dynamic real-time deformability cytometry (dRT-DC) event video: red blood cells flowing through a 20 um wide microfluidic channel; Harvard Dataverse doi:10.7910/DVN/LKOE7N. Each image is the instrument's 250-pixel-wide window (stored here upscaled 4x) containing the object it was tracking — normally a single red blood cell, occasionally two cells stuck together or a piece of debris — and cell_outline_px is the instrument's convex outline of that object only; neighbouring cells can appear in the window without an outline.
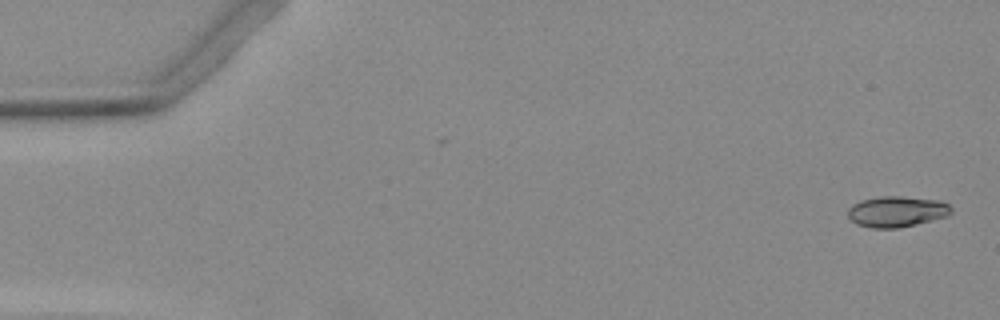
{"species": "Egyptian fruit bat (a non-hibernating species)", "species_latin": "Rousettus aegyptiacus", "temperature_condition": "warm", "stored_images_in_passage": 42, "camera_frame_rate_fps": 3000, "um_per_image_px": 0.085, "animal": {"sex": "female"}, "frame": {"image": 1, "passage_image": 1, "time_ms": 0.0, "image_size_px": [1000, 320], "cell_outline_px": [[952, 212], [948, 216], [900, 228], [872, 228], [856, 224], [848, 216], [848, 208], [852, 204], [860, 200], [880, 196], [900, 196], [940, 200], [948, 204], [952, 208]], "centroid_in_image_um": [76.22, 17.98], "position_along_channel_um": 8.8, "area_um2": 18.73}}
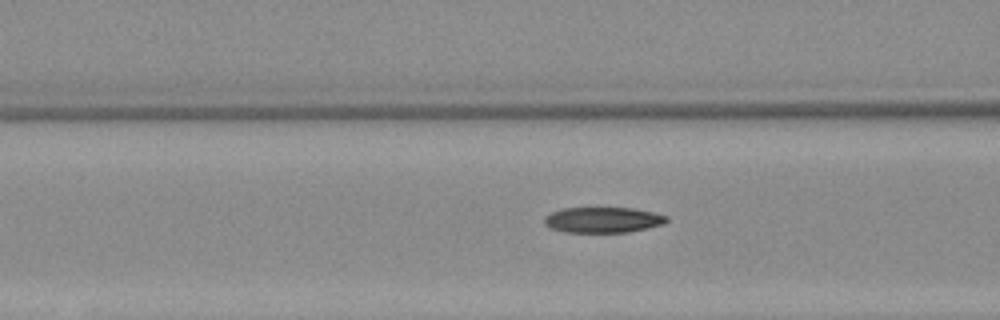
{"frame": {"image": 2, "passage_image": 20, "time_ms": 6.333, "image_size_px": [1000, 320], "cell_outline_px": [[668, 220], [664, 224], [648, 228], [628, 232], [564, 232], [552, 228], [544, 224], [544, 216], [552, 212], [564, 208], [632, 208], [656, 212], [668, 216]], "centroid_in_image_um": [51.28, 18.69], "position_along_channel_um": 115.3, "area_um2": 18.32}}
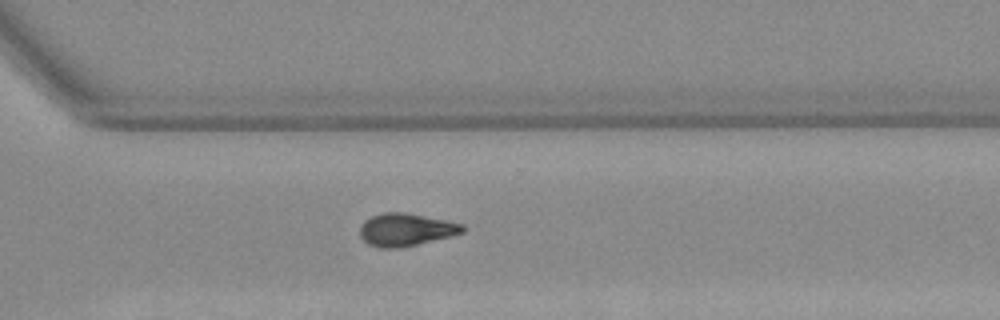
{"frame": {"image": 3, "passage_image": 37, "time_ms": 12.0, "image_size_px": [1000, 320], "cell_outline_px": [[464, 232], [400, 248], [380, 248], [368, 244], [360, 236], [360, 224], [364, 220], [372, 216], [384, 212], [404, 212], [464, 224]], "centroid_in_image_um": [34.44, 19.52], "position_along_channel_um": 336.2, "area_um2": 19.31}}